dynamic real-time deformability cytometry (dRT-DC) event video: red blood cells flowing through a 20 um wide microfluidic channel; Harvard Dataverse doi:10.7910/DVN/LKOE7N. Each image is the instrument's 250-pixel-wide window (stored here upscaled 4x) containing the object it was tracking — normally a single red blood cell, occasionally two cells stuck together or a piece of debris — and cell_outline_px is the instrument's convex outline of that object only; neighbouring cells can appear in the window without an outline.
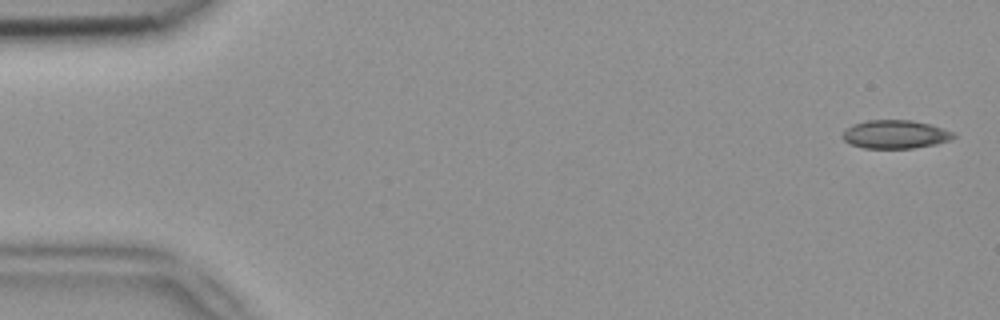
{"species": "common noctule bat (a hibernating species)", "species_latin": "Nyctalus noctula", "temperature_condition": "room temperature", "stored_images_in_passage": 14, "camera_frame_rate_fps": 3000, "um_per_image_px": 0.085, "animal": {"sex": "female", "body_mass_g": 18.4}, "frame": {"image": 1, "passage_image": 1, "time_ms": 0.0, "image_size_px": [1000, 320], "cell_outline_px": [[956, 136], [948, 140], [936, 144], [912, 148], [864, 148], [848, 144], [840, 136], [852, 124], [868, 120], [912, 120], [932, 124], [956, 132]], "centroid_in_image_um": [76.11, 11.41], "position_along_channel_um": 8.9, "area_um2": 18.55}}
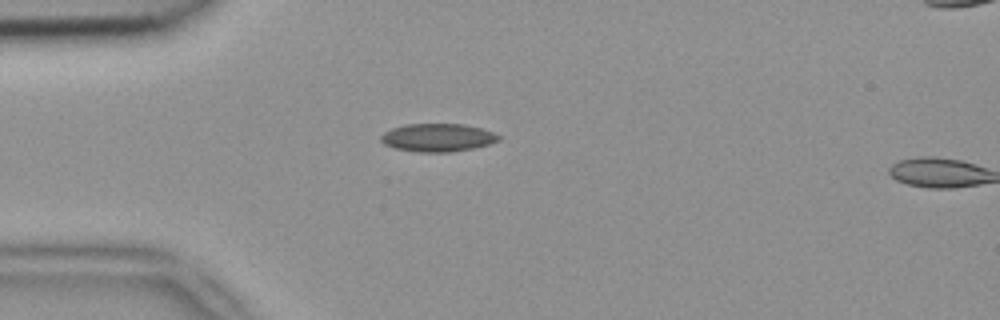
{"frame": {"image": 2, "passage_image": 13, "time_ms": 4.0, "image_size_px": [1000, 320], "cell_outline_px": [[500, 140], [488, 144], [472, 148], [448, 152], [420, 152], [396, 148], [384, 144], [380, 140], [380, 136], [384, 132], [392, 128], [404, 124], [464, 124], [480, 128], [492, 132], [500, 136]], "centroid_in_image_um": [37.18, 11.69], "position_along_channel_um": 47.8, "area_um2": 19.07}}